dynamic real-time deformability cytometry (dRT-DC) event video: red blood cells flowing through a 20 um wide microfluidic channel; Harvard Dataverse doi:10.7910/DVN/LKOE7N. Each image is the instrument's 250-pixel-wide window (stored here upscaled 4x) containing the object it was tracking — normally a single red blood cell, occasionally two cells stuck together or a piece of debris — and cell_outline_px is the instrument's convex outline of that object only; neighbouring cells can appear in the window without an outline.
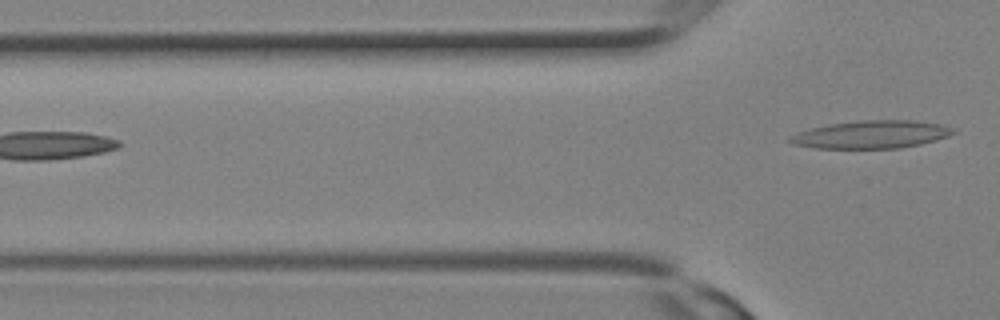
{"species": "Egyptian fruit bat (a non-hibernating species)", "species_latin": "Rousettus aegyptiacus", "temperature_condition": "room temperature", "stored_images_in_passage": 9, "segment_of_instrument_passage": [2, 2], "camera_frame_rate_fps": 3000, "um_per_image_px": 0.085, "animal": {"sex": "female"}, "frame": {"image": 1, "passage_image": 9, "time_ms": 2.667, "image_size_px": [1000, 320], "cell_outline_px": [[956, 132], [948, 136], [936, 140], [920, 144], [900, 148], [812, 148], [792, 144], [788, 140], [788, 136], [812, 128], [832, 124], [860, 120], [916, 120], [940, 124], [956, 128]], "centroid_in_image_um": [74.1, 11.43], "position_along_channel_um": 51.7, "area_um2": 26.47}}